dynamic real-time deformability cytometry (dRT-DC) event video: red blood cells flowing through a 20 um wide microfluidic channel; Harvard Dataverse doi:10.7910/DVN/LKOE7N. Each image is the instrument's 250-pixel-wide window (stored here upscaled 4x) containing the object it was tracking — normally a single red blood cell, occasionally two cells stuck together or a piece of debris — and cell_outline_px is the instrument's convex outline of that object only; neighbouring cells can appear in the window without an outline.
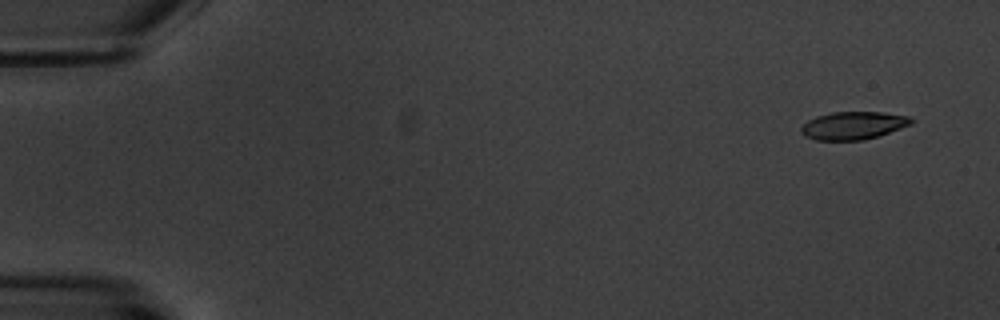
{"species": "common noctule bat (a hibernating species)", "species_latin": "Nyctalus noctula", "temperature_condition": "warm", "stored_images_in_passage": 4, "segment_of_instrument_passage": [2, 2], "camera_frame_rate_fps": 3000, "um_per_image_px": 0.085, "animal": {"sex": "male", "body_mass_g": 20.1, "forearm_length_mm": 53.5}, "frame": {"image": 1, "passage_image": 4, "time_ms": 4.333, "image_size_px": [1000, 320], "cell_outline_px": [[912, 124], [864, 140], [816, 140], [804, 136], [800, 132], [800, 128], [808, 120], [816, 116], [832, 112], [880, 112], [908, 116], [912, 120]], "centroid_in_image_um": [72.47, 10.67], "position_along_channel_um": 12.5, "area_um2": 17.69}}